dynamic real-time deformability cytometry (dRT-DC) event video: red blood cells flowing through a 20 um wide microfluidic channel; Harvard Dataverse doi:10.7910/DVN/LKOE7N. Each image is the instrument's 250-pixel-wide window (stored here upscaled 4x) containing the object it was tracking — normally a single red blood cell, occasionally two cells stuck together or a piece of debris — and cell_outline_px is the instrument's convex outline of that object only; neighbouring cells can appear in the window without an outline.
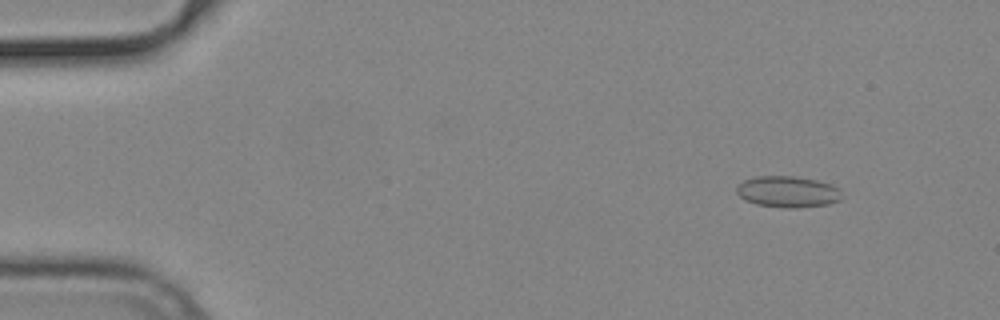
{"species": "common noctule bat (a hibernating species)", "species_latin": "Nyctalus noctula", "temperature_condition": "cold", "stored_images_in_passage": 55, "camera_frame_rate_fps": 3000, "um_per_image_px": 0.085, "animal": {"sex": "male", "body_mass_g": 19.2, "forearm_length_mm": 51.8}, "frame": {"image": 1, "passage_image": 6, "time_ms": 1.667, "image_size_px": [1000, 320], "cell_outline_px": [[840, 200], [828, 204], [792, 208], [788, 208], [756, 204], [744, 200], [736, 192], [736, 188], [744, 180], [756, 176], [792, 176], [816, 180], [832, 184], [840, 188]], "centroid_in_image_um": [66.95, 16.29], "position_along_channel_um": 18.0, "area_um2": 19.07}}
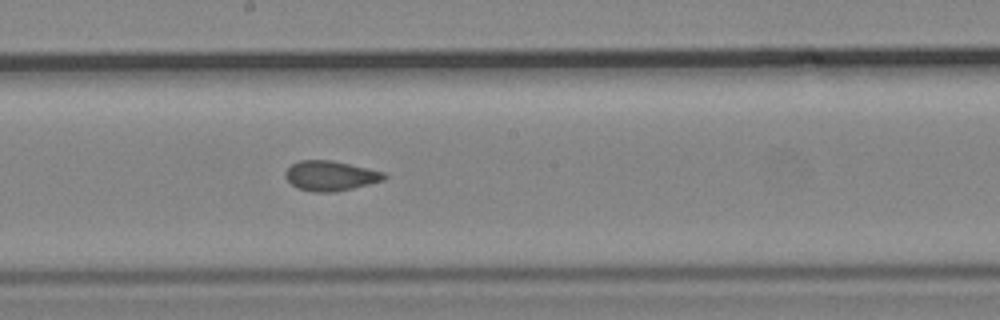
{"frame": {"image": 2, "passage_image": 30, "time_ms": 9.667, "image_size_px": [1000, 320], "cell_outline_px": [[388, 176], [384, 180], [352, 188], [332, 192], [312, 192], [296, 188], [284, 176], [284, 172], [292, 164], [300, 160], [332, 160], [368, 168], [384, 172]], "centroid_in_image_um": [28.07, 14.94], "position_along_channel_um": 220.1, "area_um2": 17.22}}
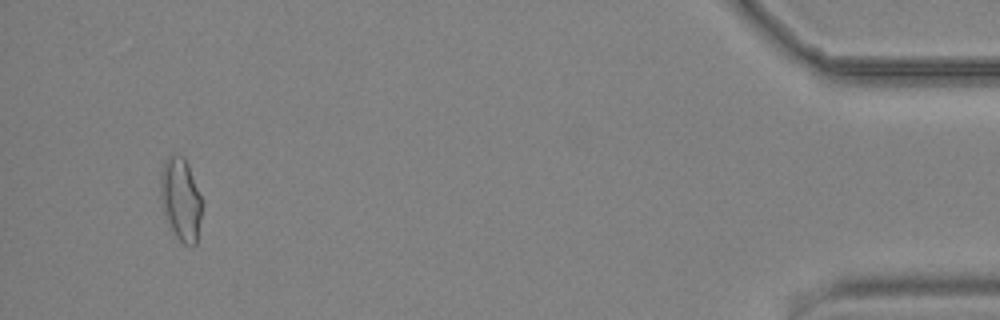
{"frame": {"image": 3, "passage_image": 52, "time_ms": 17.0, "image_size_px": [1000, 320], "cell_outline_px": [[200, 220], [196, 244], [192, 248], [184, 244], [176, 236], [164, 212], [160, 200], [160, 172], [168, 156], [184, 156], [188, 164], [200, 196]], "centroid_in_image_um": [15.34, 16.94], "position_along_channel_um": 419.9, "area_um2": 19.54}, "authors_computed_cell_mechanics": {"area_um2": 17.6868, "velocity_mm_per_s": 3.7706, "shape_relaxation_time_tau1_ms": null, "shape_relaxation_time_tau2_ms": 1.9653, "deformation_change_tau1": null, "deformation_change_tau2": 0.0559}}